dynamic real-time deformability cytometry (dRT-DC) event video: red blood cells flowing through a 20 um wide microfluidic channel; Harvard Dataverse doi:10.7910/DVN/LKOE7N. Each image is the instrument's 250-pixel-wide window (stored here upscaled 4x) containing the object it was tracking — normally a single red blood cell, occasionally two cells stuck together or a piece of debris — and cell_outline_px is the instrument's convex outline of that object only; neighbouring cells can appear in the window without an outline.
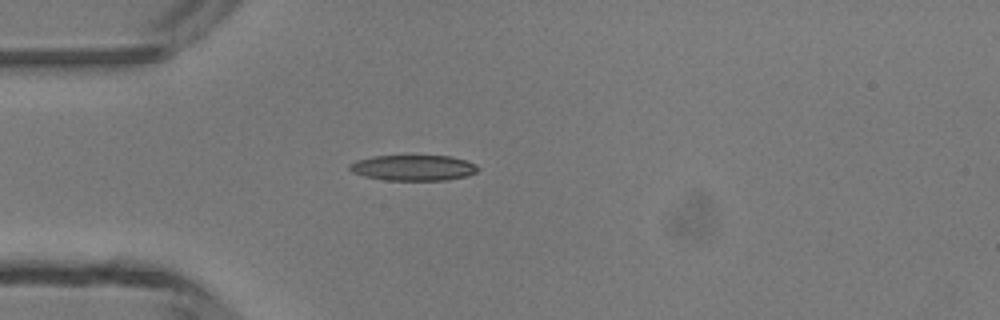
{"species": "common noctule bat (a hibernating species)", "species_latin": "Nyctalus noctula", "temperature_condition": "room temperature", "stored_images_in_passage": 1, "camera_frame_rate_fps": 3000, "um_per_image_px": 0.085, "animal": {"sex": "male", "body_mass_g": 13.3}, "frame": {"image": 1, "passage_image": 1, "time_ms": 0.0, "image_size_px": [1000, 320], "cell_outline_px": [[480, 168], [476, 172], [468, 176], [448, 180], [384, 180], [364, 176], [352, 172], [348, 168], [348, 164], [356, 160], [372, 156], [452, 156], [476, 164]], "centroid_in_image_um": [35.13, 14.26], "position_along_channel_um": 49.9, "area_um2": 19.31}}